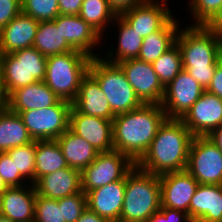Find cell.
I'll list each match as a JSON object with an SVG mask.
<instances>
[{"label":"cell","mask_w":222,"mask_h":222,"mask_svg":"<svg viewBox=\"0 0 222 222\" xmlns=\"http://www.w3.org/2000/svg\"><path fill=\"white\" fill-rule=\"evenodd\" d=\"M166 119L160 104H142L137 109L115 115L112 121L114 150L125 154L136 164Z\"/></svg>","instance_id":"cell-1"},{"label":"cell","mask_w":222,"mask_h":222,"mask_svg":"<svg viewBox=\"0 0 222 222\" xmlns=\"http://www.w3.org/2000/svg\"><path fill=\"white\" fill-rule=\"evenodd\" d=\"M193 138L180 119L167 118L136 166L154 175L186 170Z\"/></svg>","instance_id":"cell-2"},{"label":"cell","mask_w":222,"mask_h":222,"mask_svg":"<svg viewBox=\"0 0 222 222\" xmlns=\"http://www.w3.org/2000/svg\"><path fill=\"white\" fill-rule=\"evenodd\" d=\"M175 43L181 53L183 69L206 90L222 60V35L204 25H191L180 29Z\"/></svg>","instance_id":"cell-3"},{"label":"cell","mask_w":222,"mask_h":222,"mask_svg":"<svg viewBox=\"0 0 222 222\" xmlns=\"http://www.w3.org/2000/svg\"><path fill=\"white\" fill-rule=\"evenodd\" d=\"M159 175L135 167L126 175V189L119 222H148L160 209Z\"/></svg>","instance_id":"cell-4"},{"label":"cell","mask_w":222,"mask_h":222,"mask_svg":"<svg viewBox=\"0 0 222 222\" xmlns=\"http://www.w3.org/2000/svg\"><path fill=\"white\" fill-rule=\"evenodd\" d=\"M90 61V56L78 50L49 56L44 82L61 100L72 103Z\"/></svg>","instance_id":"cell-5"},{"label":"cell","mask_w":222,"mask_h":222,"mask_svg":"<svg viewBox=\"0 0 222 222\" xmlns=\"http://www.w3.org/2000/svg\"><path fill=\"white\" fill-rule=\"evenodd\" d=\"M88 73L98 82L114 115L126 113L142 105L118 64L94 57L89 63Z\"/></svg>","instance_id":"cell-6"},{"label":"cell","mask_w":222,"mask_h":222,"mask_svg":"<svg viewBox=\"0 0 222 222\" xmlns=\"http://www.w3.org/2000/svg\"><path fill=\"white\" fill-rule=\"evenodd\" d=\"M47 57L34 47L0 54V69L7 97L16 89L44 81Z\"/></svg>","instance_id":"cell-7"},{"label":"cell","mask_w":222,"mask_h":222,"mask_svg":"<svg viewBox=\"0 0 222 222\" xmlns=\"http://www.w3.org/2000/svg\"><path fill=\"white\" fill-rule=\"evenodd\" d=\"M72 103L60 100L56 105L19 113L30 137L37 140H53L69 128Z\"/></svg>","instance_id":"cell-8"},{"label":"cell","mask_w":222,"mask_h":222,"mask_svg":"<svg viewBox=\"0 0 222 222\" xmlns=\"http://www.w3.org/2000/svg\"><path fill=\"white\" fill-rule=\"evenodd\" d=\"M186 170L199 184L222 185V152L207 136H194Z\"/></svg>","instance_id":"cell-9"},{"label":"cell","mask_w":222,"mask_h":222,"mask_svg":"<svg viewBox=\"0 0 222 222\" xmlns=\"http://www.w3.org/2000/svg\"><path fill=\"white\" fill-rule=\"evenodd\" d=\"M135 165L119 151L101 152L81 171V189L86 194L95 188L122 180Z\"/></svg>","instance_id":"cell-10"},{"label":"cell","mask_w":222,"mask_h":222,"mask_svg":"<svg viewBox=\"0 0 222 222\" xmlns=\"http://www.w3.org/2000/svg\"><path fill=\"white\" fill-rule=\"evenodd\" d=\"M205 89L182 69L165 87L161 106L168 119H181Z\"/></svg>","instance_id":"cell-11"},{"label":"cell","mask_w":222,"mask_h":222,"mask_svg":"<svg viewBox=\"0 0 222 222\" xmlns=\"http://www.w3.org/2000/svg\"><path fill=\"white\" fill-rule=\"evenodd\" d=\"M118 65L142 104H161L165 87L151 63L136 58L122 61Z\"/></svg>","instance_id":"cell-12"},{"label":"cell","mask_w":222,"mask_h":222,"mask_svg":"<svg viewBox=\"0 0 222 222\" xmlns=\"http://www.w3.org/2000/svg\"><path fill=\"white\" fill-rule=\"evenodd\" d=\"M180 120L193 136H208L222 125V100L205 90Z\"/></svg>","instance_id":"cell-13"},{"label":"cell","mask_w":222,"mask_h":222,"mask_svg":"<svg viewBox=\"0 0 222 222\" xmlns=\"http://www.w3.org/2000/svg\"><path fill=\"white\" fill-rule=\"evenodd\" d=\"M161 206L183 211L189 216V205L199 183L187 171L159 175Z\"/></svg>","instance_id":"cell-14"},{"label":"cell","mask_w":222,"mask_h":222,"mask_svg":"<svg viewBox=\"0 0 222 222\" xmlns=\"http://www.w3.org/2000/svg\"><path fill=\"white\" fill-rule=\"evenodd\" d=\"M69 129L84 138L99 153L110 152L113 147V123L101 117L89 116L71 107Z\"/></svg>","instance_id":"cell-15"},{"label":"cell","mask_w":222,"mask_h":222,"mask_svg":"<svg viewBox=\"0 0 222 222\" xmlns=\"http://www.w3.org/2000/svg\"><path fill=\"white\" fill-rule=\"evenodd\" d=\"M147 0L142 4L122 13L120 16L142 38L161 29L172 17V11L167 7L166 0ZM164 1V2H163Z\"/></svg>","instance_id":"cell-16"},{"label":"cell","mask_w":222,"mask_h":222,"mask_svg":"<svg viewBox=\"0 0 222 222\" xmlns=\"http://www.w3.org/2000/svg\"><path fill=\"white\" fill-rule=\"evenodd\" d=\"M126 189V176L86 193L87 208L111 222H119Z\"/></svg>","instance_id":"cell-17"},{"label":"cell","mask_w":222,"mask_h":222,"mask_svg":"<svg viewBox=\"0 0 222 222\" xmlns=\"http://www.w3.org/2000/svg\"><path fill=\"white\" fill-rule=\"evenodd\" d=\"M55 25L61 26V33L67 43L74 49L81 51L91 58L99 57L92 52L103 38L79 15H59L55 18Z\"/></svg>","instance_id":"cell-18"},{"label":"cell","mask_w":222,"mask_h":222,"mask_svg":"<svg viewBox=\"0 0 222 222\" xmlns=\"http://www.w3.org/2000/svg\"><path fill=\"white\" fill-rule=\"evenodd\" d=\"M24 186L8 187L0 195V214L13 222H34L36 190L34 184Z\"/></svg>","instance_id":"cell-19"},{"label":"cell","mask_w":222,"mask_h":222,"mask_svg":"<svg viewBox=\"0 0 222 222\" xmlns=\"http://www.w3.org/2000/svg\"><path fill=\"white\" fill-rule=\"evenodd\" d=\"M39 22L24 13L13 18L0 30V54L33 47Z\"/></svg>","instance_id":"cell-20"},{"label":"cell","mask_w":222,"mask_h":222,"mask_svg":"<svg viewBox=\"0 0 222 222\" xmlns=\"http://www.w3.org/2000/svg\"><path fill=\"white\" fill-rule=\"evenodd\" d=\"M34 187L36 194L59 200L82 191L81 172L68 166L40 177Z\"/></svg>","instance_id":"cell-21"},{"label":"cell","mask_w":222,"mask_h":222,"mask_svg":"<svg viewBox=\"0 0 222 222\" xmlns=\"http://www.w3.org/2000/svg\"><path fill=\"white\" fill-rule=\"evenodd\" d=\"M61 99L44 81L18 88L7 99V108L16 114L23 111L47 108L56 105Z\"/></svg>","instance_id":"cell-22"},{"label":"cell","mask_w":222,"mask_h":222,"mask_svg":"<svg viewBox=\"0 0 222 222\" xmlns=\"http://www.w3.org/2000/svg\"><path fill=\"white\" fill-rule=\"evenodd\" d=\"M192 222H222V185L199 184L189 205Z\"/></svg>","instance_id":"cell-23"},{"label":"cell","mask_w":222,"mask_h":222,"mask_svg":"<svg viewBox=\"0 0 222 222\" xmlns=\"http://www.w3.org/2000/svg\"><path fill=\"white\" fill-rule=\"evenodd\" d=\"M72 107L85 115L101 117L106 120L113 121L115 117L98 82L89 73L82 78Z\"/></svg>","instance_id":"cell-24"},{"label":"cell","mask_w":222,"mask_h":222,"mask_svg":"<svg viewBox=\"0 0 222 222\" xmlns=\"http://www.w3.org/2000/svg\"><path fill=\"white\" fill-rule=\"evenodd\" d=\"M56 140L67 165L80 172L89 166L99 154L89 142L73 133L69 128Z\"/></svg>","instance_id":"cell-25"},{"label":"cell","mask_w":222,"mask_h":222,"mask_svg":"<svg viewBox=\"0 0 222 222\" xmlns=\"http://www.w3.org/2000/svg\"><path fill=\"white\" fill-rule=\"evenodd\" d=\"M173 16L161 29L143 38L138 59L152 63L170 49L176 42L180 28Z\"/></svg>","instance_id":"cell-26"},{"label":"cell","mask_w":222,"mask_h":222,"mask_svg":"<svg viewBox=\"0 0 222 222\" xmlns=\"http://www.w3.org/2000/svg\"><path fill=\"white\" fill-rule=\"evenodd\" d=\"M32 141L19 114L11 112L7 107L0 112V152Z\"/></svg>","instance_id":"cell-27"},{"label":"cell","mask_w":222,"mask_h":222,"mask_svg":"<svg viewBox=\"0 0 222 222\" xmlns=\"http://www.w3.org/2000/svg\"><path fill=\"white\" fill-rule=\"evenodd\" d=\"M114 22H117L116 24L120 27L118 30L119 37L117 40L118 49H116L117 51L115 54L112 50H110L107 52V60L104 57L103 59L107 62L118 64L125 60L138 58L143 38L138 35V33L134 31L120 15L115 17Z\"/></svg>","instance_id":"cell-28"},{"label":"cell","mask_w":222,"mask_h":222,"mask_svg":"<svg viewBox=\"0 0 222 222\" xmlns=\"http://www.w3.org/2000/svg\"><path fill=\"white\" fill-rule=\"evenodd\" d=\"M33 47L45 57L74 51L63 38L61 26L55 25V19L39 22Z\"/></svg>","instance_id":"cell-29"},{"label":"cell","mask_w":222,"mask_h":222,"mask_svg":"<svg viewBox=\"0 0 222 222\" xmlns=\"http://www.w3.org/2000/svg\"><path fill=\"white\" fill-rule=\"evenodd\" d=\"M68 167L56 139L37 140L35 153V182L46 174Z\"/></svg>","instance_id":"cell-30"},{"label":"cell","mask_w":222,"mask_h":222,"mask_svg":"<svg viewBox=\"0 0 222 222\" xmlns=\"http://www.w3.org/2000/svg\"><path fill=\"white\" fill-rule=\"evenodd\" d=\"M79 16L103 36L107 24L113 23L116 14L109 7L107 0H83Z\"/></svg>","instance_id":"cell-31"},{"label":"cell","mask_w":222,"mask_h":222,"mask_svg":"<svg viewBox=\"0 0 222 222\" xmlns=\"http://www.w3.org/2000/svg\"><path fill=\"white\" fill-rule=\"evenodd\" d=\"M160 82L166 87L183 69L181 53L175 43L170 49L152 63Z\"/></svg>","instance_id":"cell-32"},{"label":"cell","mask_w":222,"mask_h":222,"mask_svg":"<svg viewBox=\"0 0 222 222\" xmlns=\"http://www.w3.org/2000/svg\"><path fill=\"white\" fill-rule=\"evenodd\" d=\"M7 153L10 155L12 161L16 165L20 175L29 182L35 183V153L36 141L11 148Z\"/></svg>","instance_id":"cell-33"},{"label":"cell","mask_w":222,"mask_h":222,"mask_svg":"<svg viewBox=\"0 0 222 222\" xmlns=\"http://www.w3.org/2000/svg\"><path fill=\"white\" fill-rule=\"evenodd\" d=\"M22 13L38 22L53 21L59 16L58 0H21Z\"/></svg>","instance_id":"cell-34"},{"label":"cell","mask_w":222,"mask_h":222,"mask_svg":"<svg viewBox=\"0 0 222 222\" xmlns=\"http://www.w3.org/2000/svg\"><path fill=\"white\" fill-rule=\"evenodd\" d=\"M34 222H66L63 218L62 206H58V200L48 199L37 194Z\"/></svg>","instance_id":"cell-35"},{"label":"cell","mask_w":222,"mask_h":222,"mask_svg":"<svg viewBox=\"0 0 222 222\" xmlns=\"http://www.w3.org/2000/svg\"><path fill=\"white\" fill-rule=\"evenodd\" d=\"M58 206H62L63 218L66 222H76L82 212L87 208L86 194L81 191L58 200Z\"/></svg>","instance_id":"cell-36"},{"label":"cell","mask_w":222,"mask_h":222,"mask_svg":"<svg viewBox=\"0 0 222 222\" xmlns=\"http://www.w3.org/2000/svg\"><path fill=\"white\" fill-rule=\"evenodd\" d=\"M222 0H190L189 7L194 17V24L205 25L217 12Z\"/></svg>","instance_id":"cell-37"},{"label":"cell","mask_w":222,"mask_h":222,"mask_svg":"<svg viewBox=\"0 0 222 222\" xmlns=\"http://www.w3.org/2000/svg\"><path fill=\"white\" fill-rule=\"evenodd\" d=\"M0 177L8 187L25 185L23 184L25 179L20 175L7 152H0Z\"/></svg>","instance_id":"cell-38"},{"label":"cell","mask_w":222,"mask_h":222,"mask_svg":"<svg viewBox=\"0 0 222 222\" xmlns=\"http://www.w3.org/2000/svg\"><path fill=\"white\" fill-rule=\"evenodd\" d=\"M192 222L187 213L166 207H160L148 222Z\"/></svg>","instance_id":"cell-39"},{"label":"cell","mask_w":222,"mask_h":222,"mask_svg":"<svg viewBox=\"0 0 222 222\" xmlns=\"http://www.w3.org/2000/svg\"><path fill=\"white\" fill-rule=\"evenodd\" d=\"M21 12V0H0V30Z\"/></svg>","instance_id":"cell-40"},{"label":"cell","mask_w":222,"mask_h":222,"mask_svg":"<svg viewBox=\"0 0 222 222\" xmlns=\"http://www.w3.org/2000/svg\"><path fill=\"white\" fill-rule=\"evenodd\" d=\"M111 10L117 15L132 9L134 6L144 3L147 0H107Z\"/></svg>","instance_id":"cell-41"},{"label":"cell","mask_w":222,"mask_h":222,"mask_svg":"<svg viewBox=\"0 0 222 222\" xmlns=\"http://www.w3.org/2000/svg\"><path fill=\"white\" fill-rule=\"evenodd\" d=\"M83 0H58L59 15H79Z\"/></svg>","instance_id":"cell-42"},{"label":"cell","mask_w":222,"mask_h":222,"mask_svg":"<svg viewBox=\"0 0 222 222\" xmlns=\"http://www.w3.org/2000/svg\"><path fill=\"white\" fill-rule=\"evenodd\" d=\"M206 91L217 95L222 100V60L217 64L213 79Z\"/></svg>","instance_id":"cell-43"},{"label":"cell","mask_w":222,"mask_h":222,"mask_svg":"<svg viewBox=\"0 0 222 222\" xmlns=\"http://www.w3.org/2000/svg\"><path fill=\"white\" fill-rule=\"evenodd\" d=\"M204 26L222 35V3L215 15Z\"/></svg>","instance_id":"cell-44"},{"label":"cell","mask_w":222,"mask_h":222,"mask_svg":"<svg viewBox=\"0 0 222 222\" xmlns=\"http://www.w3.org/2000/svg\"><path fill=\"white\" fill-rule=\"evenodd\" d=\"M76 222H111L86 208Z\"/></svg>","instance_id":"cell-45"},{"label":"cell","mask_w":222,"mask_h":222,"mask_svg":"<svg viewBox=\"0 0 222 222\" xmlns=\"http://www.w3.org/2000/svg\"><path fill=\"white\" fill-rule=\"evenodd\" d=\"M222 152V125L218 128L214 129L208 136H207Z\"/></svg>","instance_id":"cell-46"},{"label":"cell","mask_w":222,"mask_h":222,"mask_svg":"<svg viewBox=\"0 0 222 222\" xmlns=\"http://www.w3.org/2000/svg\"><path fill=\"white\" fill-rule=\"evenodd\" d=\"M7 99L8 97L3 86L2 73L0 69V112L7 107Z\"/></svg>","instance_id":"cell-47"},{"label":"cell","mask_w":222,"mask_h":222,"mask_svg":"<svg viewBox=\"0 0 222 222\" xmlns=\"http://www.w3.org/2000/svg\"><path fill=\"white\" fill-rule=\"evenodd\" d=\"M7 188H8V186L5 184L3 179L0 177V195H2Z\"/></svg>","instance_id":"cell-48"},{"label":"cell","mask_w":222,"mask_h":222,"mask_svg":"<svg viewBox=\"0 0 222 222\" xmlns=\"http://www.w3.org/2000/svg\"><path fill=\"white\" fill-rule=\"evenodd\" d=\"M0 222H13V221L10 220L8 217H5L0 214Z\"/></svg>","instance_id":"cell-49"}]
</instances>
